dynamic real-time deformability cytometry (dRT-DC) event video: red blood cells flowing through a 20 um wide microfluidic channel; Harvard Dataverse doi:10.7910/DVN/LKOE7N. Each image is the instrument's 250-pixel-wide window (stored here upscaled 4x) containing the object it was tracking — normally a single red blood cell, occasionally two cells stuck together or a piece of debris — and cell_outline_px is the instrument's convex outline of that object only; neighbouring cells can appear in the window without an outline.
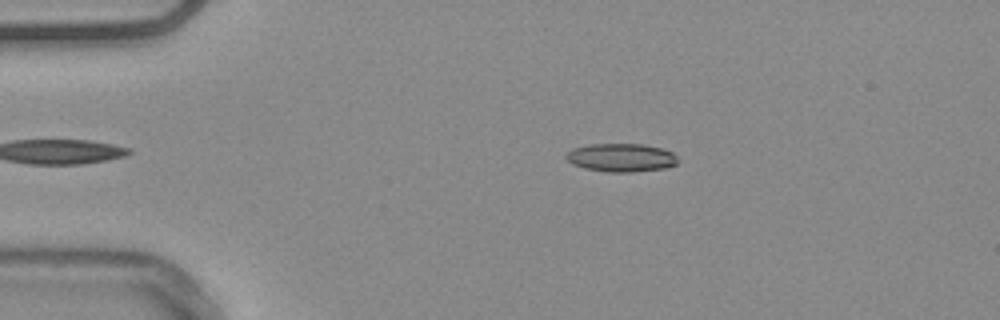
{"species": "common noctule bat (a hibernating species)", "species_latin": "Nyctalus noctula", "temperature_condition": "warm", "stored_images_in_passage": 38, "camera_frame_rate_fps": 3000, "um_per_image_px": 0.085, "animal": {"sex": "male", "body_mass_g": 20.4}, "frame": {"image": 1, "passage_image": 2, "time_ms": 0.333, "image_size_px": [1000, 320], "cell_outline_px": [[676, 164], [664, 168], [628, 172], [608, 172], [584, 168], [572, 164], [564, 156], [572, 148], [588, 144], [640, 144], [660, 148], [672, 152], [676, 156]], "centroid_in_image_um": [52.75, 13.39], "position_along_channel_um": 32.3, "area_um2": 18.26}}
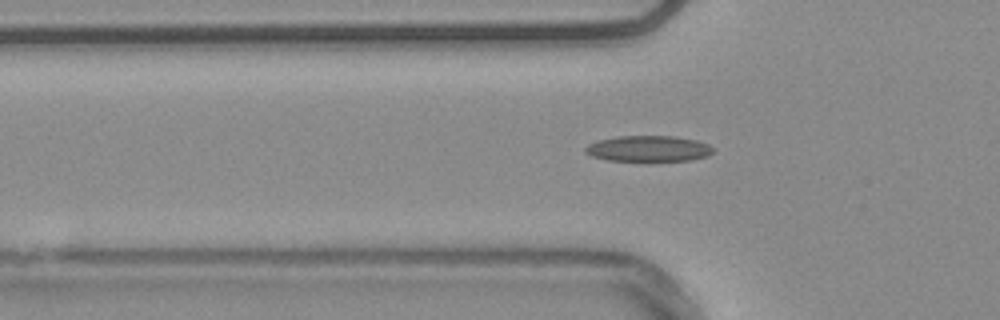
{"frame": {"image": 2, "passage_image": 9, "time_ms": 2.667, "image_size_px": [1000, 320], "cell_outline_px": [[712, 152], [708, 156], [692, 160], [608, 160], [592, 156], [584, 152], [584, 148], [588, 144], [596, 140], [616, 136], [672, 136], [696, 140], [708, 144], [712, 148]], "centroid_in_image_um": [55.08, 12.62], "position_along_channel_um": 70.7, "area_um2": 19.13}, "authors_computed_cell_mechanics": {"area_um2": 18.2648, "velocity_mm_per_s": 3.7825, "shape_relaxation_time_tau1_ms": null, "shape_relaxation_time_tau2_ms": 4.5162, "deformation_change_tau1": null, "deformation_change_tau2": 0.1419}}